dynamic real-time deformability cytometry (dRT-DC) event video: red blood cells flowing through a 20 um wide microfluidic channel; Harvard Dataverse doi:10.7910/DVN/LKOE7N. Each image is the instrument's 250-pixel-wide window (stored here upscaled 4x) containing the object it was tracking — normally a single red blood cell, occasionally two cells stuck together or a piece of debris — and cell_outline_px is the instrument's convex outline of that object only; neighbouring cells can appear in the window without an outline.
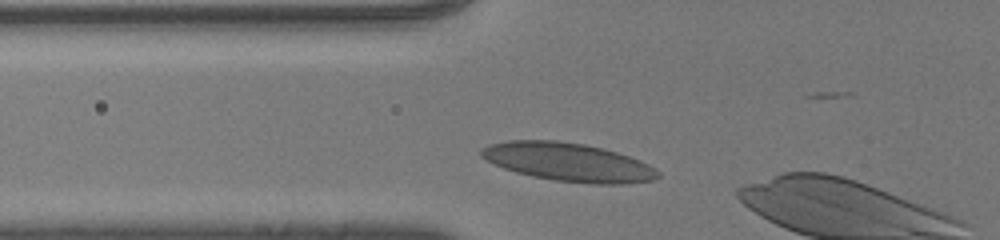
{"species": "human", "species_latin": "Homo sapiens", "temperature_condition": "room temperature", "stored_images_in_passage": 4, "camera_frame_rate_fps": 3000, "um_per_image_px": 0.085, "donor": {"sex": "male"}, "frame": {"image": 1, "passage_image": 2, "time_ms": 0.333, "image_size_px": [1000, 240], "cell_outline_px": [[660, 176], [656, 180], [624, 184], [592, 184], [556, 180], [532, 176], [516, 172], [504, 168], [480, 156], [480, 148], [488, 144], [508, 140], [556, 140], [584, 144], [604, 148], [640, 160], [656, 168], [660, 172]], "centroid_in_image_um": [48.33, 13.77], "position_along_channel_um": 77.5, "area_um2": 39.65}}